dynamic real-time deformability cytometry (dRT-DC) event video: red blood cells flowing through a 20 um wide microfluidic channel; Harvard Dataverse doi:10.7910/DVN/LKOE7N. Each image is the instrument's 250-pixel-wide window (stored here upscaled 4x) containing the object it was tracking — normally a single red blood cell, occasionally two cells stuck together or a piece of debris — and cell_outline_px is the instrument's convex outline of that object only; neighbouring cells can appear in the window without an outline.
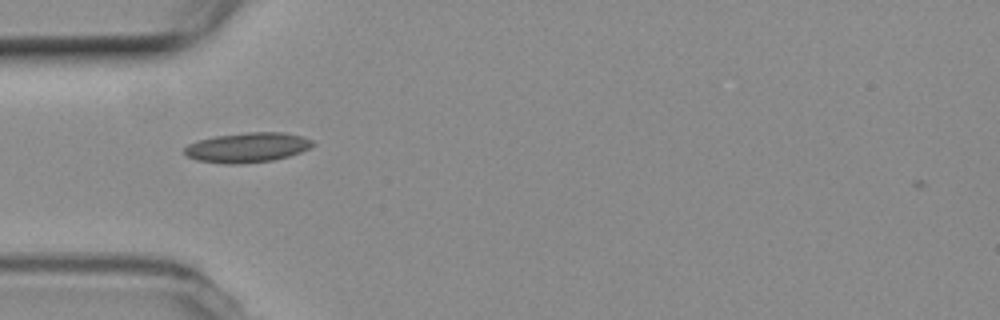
{"species": "common noctule bat (a hibernating species)", "species_latin": "Nyctalus noctula", "temperature_condition": "room temperature", "stored_images_in_passage": 39, "camera_frame_rate_fps": 3000, "um_per_image_px": 0.085, "animal": {"sex": "female", "body_mass_g": 19.3, "forearm_length_mm": 54.1}, "frame": {"image": 1, "passage_image": 1, "time_ms": 0.0, "image_size_px": [1000, 320], "cell_outline_px": [[316, 144], [300, 152], [288, 156], [272, 160], [240, 164], [224, 164], [196, 160], [188, 156], [184, 152], [184, 148], [188, 144], [200, 140], [216, 136], [248, 132], [284, 132], [300, 136], [312, 140]], "centroid_in_image_um": [21.02, 12.54], "position_along_channel_um": 64.0, "area_um2": 22.14}}
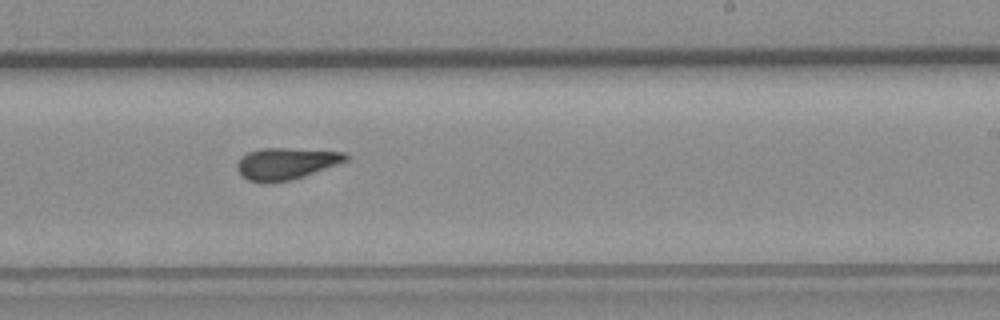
{"frame": {"image": 2, "passage_image": 17, "time_ms": 5.333, "image_size_px": [1000, 320], "cell_outline_px": [[348, 160], [304, 176], [292, 180], [268, 184], [264, 184], [248, 180], [236, 168], [236, 164], [240, 156], [248, 152], [264, 148], [288, 148], [344, 152], [348, 156]], "centroid_in_image_um": [24.27, 13.91], "position_along_channel_um": 264.7, "area_um2": 20.17}}
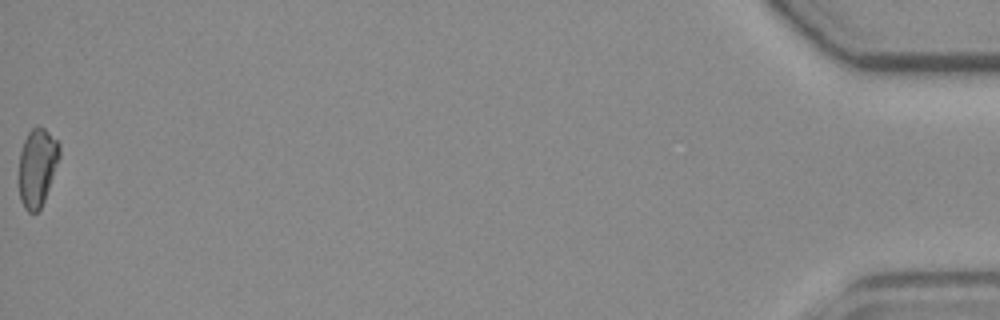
{"frame": {"image": 3, "passage_image": 39, "time_ms": 12.667, "image_size_px": [1000, 320], "cell_outline_px": [[60, 156], [44, 200], [40, 208], [36, 212], [28, 212], [24, 208], [20, 200], [20, 152], [24, 140], [28, 132], [32, 128], [44, 128], [60, 144]], "centroid_in_image_um": [3.17, 14.22], "position_along_channel_um": 432.0, "area_um2": 18.03}, "authors_computed_cell_mechanics": {"area_um2": 19.4208, "velocity_mm_per_s": 3.7696, "shape_relaxation_time_tau1_ms": null, "shape_relaxation_time_tau2_ms": 2.76, "deformation_change_tau1": null, "deformation_change_tau2": 0.1195}}